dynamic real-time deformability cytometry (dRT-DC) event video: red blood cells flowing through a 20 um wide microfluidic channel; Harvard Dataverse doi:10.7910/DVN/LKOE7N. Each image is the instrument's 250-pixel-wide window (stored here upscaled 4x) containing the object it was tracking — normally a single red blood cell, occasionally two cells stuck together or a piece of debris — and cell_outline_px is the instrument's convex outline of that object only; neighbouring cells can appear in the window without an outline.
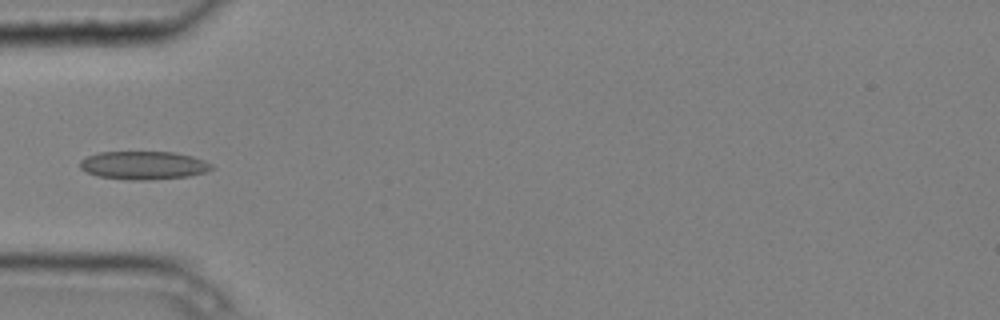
{"species": "common noctule bat (a hibernating species)", "species_latin": "Nyctalus noctula", "temperature_condition": "cold", "stored_images_in_passage": 7, "camera_frame_rate_fps": 3000, "um_per_image_px": 0.085, "animal": {"sex": "male", "body_mass_g": 20.4}, "frame": {"image": 1, "passage_image": 4, "time_ms": 1.0, "image_size_px": [1000, 320], "cell_outline_px": [[212, 168], [204, 172], [188, 176], [144, 180], [128, 180], [100, 176], [88, 172], [80, 168], [80, 160], [88, 156], [100, 152], [172, 152], [192, 156], [204, 160], [212, 164]], "centroid_in_image_um": [12.19, 14.05], "position_along_channel_um": 72.8, "area_um2": 21.39}}
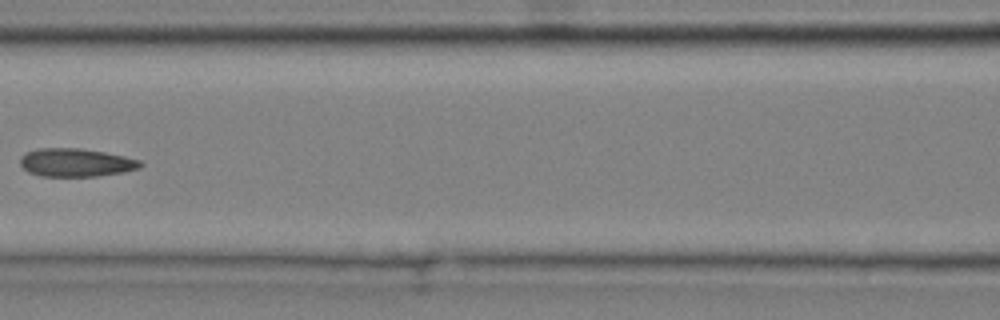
{"frame": {"image": 2, "passage_image": 6, "time_ms": 1.667, "image_size_px": [1000, 320], "cell_outline_px": [[144, 164], [140, 168], [124, 172], [96, 176], [40, 176], [28, 172], [20, 164], [20, 156], [36, 148], [80, 148], [104, 152], [124, 156], [140, 160]], "centroid_in_image_um": [6.45, 13.81], "position_along_channel_um": 160.1, "area_um2": 19.83}}
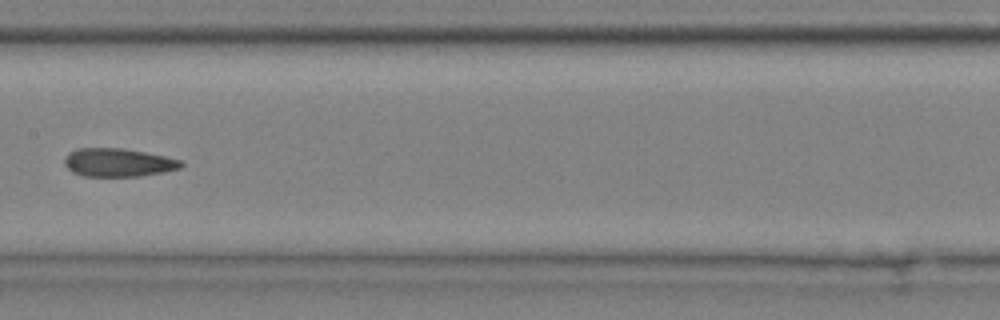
{"frame": {"image": 3, "passage_image": 7, "time_ms": 2.0, "image_size_px": [1000, 320], "cell_outline_px": [[184, 164], [180, 168], [164, 172], [140, 176], [84, 176], [72, 172], [64, 164], [64, 156], [68, 152], [76, 148], [124, 148], [164, 156], [180, 160]], "centroid_in_image_um": [10.01, 13.81], "position_along_channel_um": 197.4, "area_um2": 19.31}}